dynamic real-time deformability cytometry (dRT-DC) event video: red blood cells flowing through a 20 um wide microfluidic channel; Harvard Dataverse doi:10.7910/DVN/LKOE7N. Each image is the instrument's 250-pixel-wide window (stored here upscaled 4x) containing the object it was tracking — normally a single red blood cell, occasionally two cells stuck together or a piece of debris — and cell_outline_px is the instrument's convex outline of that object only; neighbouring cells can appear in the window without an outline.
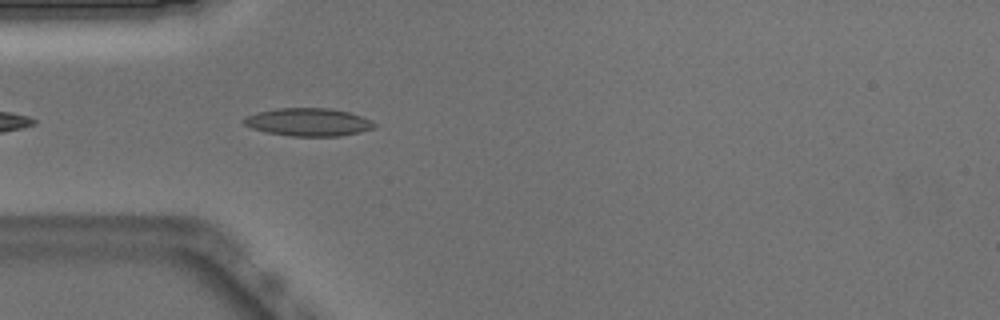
{"species": "Egyptian fruit bat (a non-hibernating species)", "species_latin": "Rousettus aegyptiacus", "temperature_condition": "warm", "stored_images_in_passage": 9, "camera_frame_rate_fps": 3000, "um_per_image_px": 0.085, "animal": {"sex": "male"}, "frame": {"image": 1, "passage_image": 3, "time_ms": 0.667, "image_size_px": [1000, 320], "cell_outline_px": [[380, 124], [376, 128], [360, 132], [340, 136], [292, 136], [268, 132], [252, 128], [244, 124], [240, 120], [244, 116], [256, 112], [276, 108], [332, 108], [348, 112], [372, 120]], "centroid_in_image_um": [26.23, 10.37], "position_along_channel_um": 58.8, "area_um2": 21.5}}